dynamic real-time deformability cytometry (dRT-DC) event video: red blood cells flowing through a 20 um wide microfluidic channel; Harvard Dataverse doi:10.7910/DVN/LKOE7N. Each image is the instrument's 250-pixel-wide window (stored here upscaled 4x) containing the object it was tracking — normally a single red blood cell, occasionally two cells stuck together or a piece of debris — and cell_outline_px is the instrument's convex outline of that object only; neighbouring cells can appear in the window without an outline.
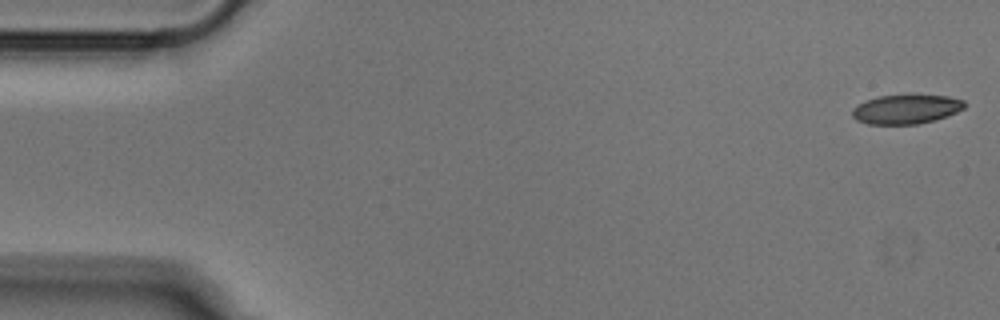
{"species": "Egyptian fruit bat (a non-hibernating species)", "species_latin": "Rousettus aegyptiacus", "temperature_condition": "cold", "stored_images_in_passage": 51, "camera_frame_rate_fps": 3000, "um_per_image_px": 0.085, "animal": {"sex": "male"}, "frame": {"image": 1, "passage_image": 1, "time_ms": 0.0, "image_size_px": [1000, 320], "cell_outline_px": [[964, 108], [948, 116], [936, 120], [920, 124], [868, 124], [856, 120], [852, 116], [852, 108], [868, 100], [880, 96], [912, 92], [948, 96], [964, 100]], "centroid_in_image_um": [77.06, 9.25], "position_along_channel_um": 7.9, "area_um2": 19.83}}
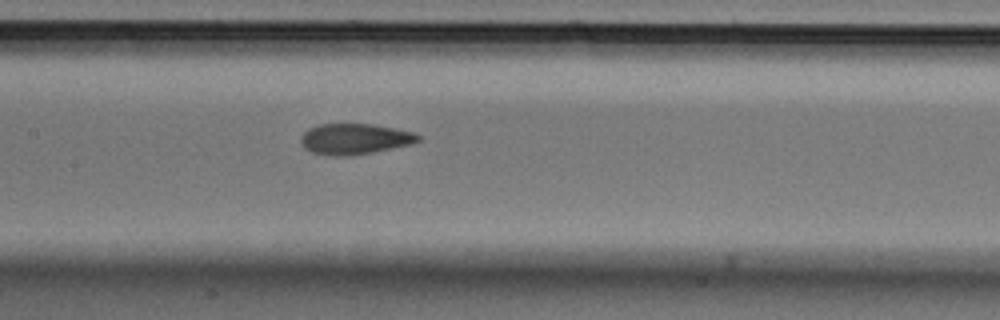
{"frame": {"image": 2, "passage_image": 24, "time_ms": 7.667, "image_size_px": [1000, 320], "cell_outline_px": [[420, 140], [412, 144], [372, 152], [348, 156], [336, 156], [312, 152], [304, 148], [300, 144], [300, 136], [308, 128], [320, 124], [372, 124], [412, 132], [420, 136]], "centroid_in_image_um": [30.1, 11.81], "position_along_channel_um": 177.3, "area_um2": 20.92}}
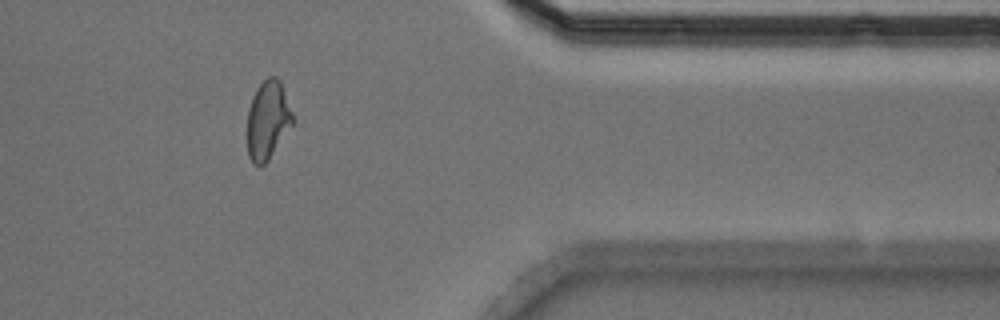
{"frame": {"image": 3, "passage_image": 42, "time_ms": 13.667, "image_size_px": [1000, 320], "cell_outline_px": [[292, 124], [268, 160], [260, 168], [252, 164], [248, 156], [248, 108], [252, 96], [256, 88], [268, 76], [276, 76], [280, 80], [292, 112]], "centroid_in_image_um": [22.73, 10.21], "position_along_channel_um": 388.7, "area_um2": 20.63}}